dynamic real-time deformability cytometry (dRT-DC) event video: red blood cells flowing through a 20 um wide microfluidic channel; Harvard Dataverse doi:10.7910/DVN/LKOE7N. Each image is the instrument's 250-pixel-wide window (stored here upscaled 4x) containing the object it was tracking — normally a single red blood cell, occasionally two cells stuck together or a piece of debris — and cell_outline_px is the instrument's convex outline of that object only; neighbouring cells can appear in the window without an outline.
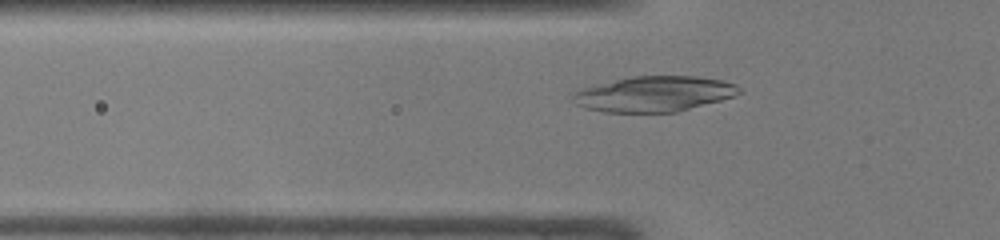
{"species": "common noctule bat (a hibernating species)", "species_latin": "Nyctalus noctula", "temperature_condition": "warm", "stored_images_in_passage": 42, "camera_frame_rate_fps": 3000, "um_per_image_px": 0.085, "animal": {"sex": "male", "body_mass_g": 19.0, "forearm_length_mm": 50.8}, "frame": {"image": 1, "passage_image": 10, "time_ms": 3.0, "image_size_px": [1000, 240], "cell_outline_px": [[740, 92], [736, 96], [676, 112], [604, 112], [584, 108], [576, 104], [572, 100], [572, 92], [580, 88], [596, 84], [632, 76], [696, 76], [724, 80], [736, 84], [740, 88]], "centroid_in_image_um": [55.58, 7.98], "position_along_channel_um": 70.2, "area_um2": 34.56}}
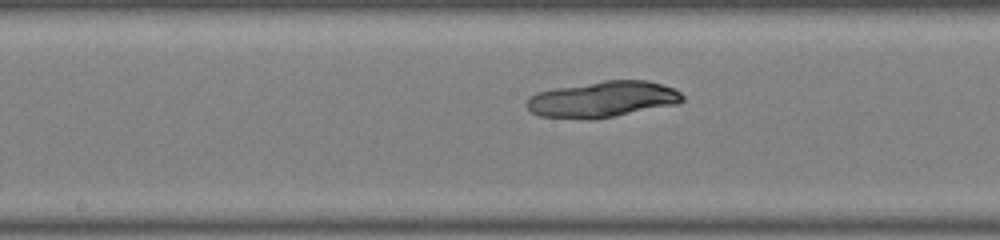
{"frame": {"image": 2, "passage_image": 19, "time_ms": 6.0, "image_size_px": [1000, 240], "cell_outline_px": [[684, 100], [676, 104], [592, 120], [584, 120], [540, 116], [532, 112], [524, 104], [528, 96], [536, 92], [556, 88], [604, 80], [648, 80], [676, 88], [684, 96]], "centroid_in_image_um": [51.2, 8.44], "position_along_channel_um": 197.0, "area_um2": 32.95}}
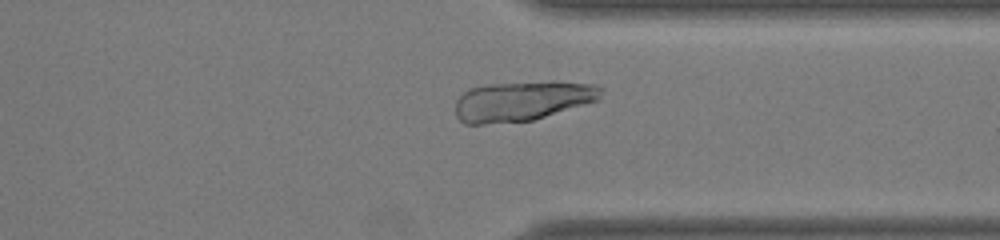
{"frame": {"image": 3, "passage_image": 31, "time_ms": 10.0, "image_size_px": [1000, 240], "cell_outline_px": [[604, 88], [600, 100], [532, 120], [484, 124], [464, 124], [456, 116], [456, 100], [468, 88], [484, 84], [552, 80], [556, 80], [596, 84]], "centroid_in_image_um": [44.44, 8.55], "position_along_channel_um": 367.0, "area_um2": 34.56}}